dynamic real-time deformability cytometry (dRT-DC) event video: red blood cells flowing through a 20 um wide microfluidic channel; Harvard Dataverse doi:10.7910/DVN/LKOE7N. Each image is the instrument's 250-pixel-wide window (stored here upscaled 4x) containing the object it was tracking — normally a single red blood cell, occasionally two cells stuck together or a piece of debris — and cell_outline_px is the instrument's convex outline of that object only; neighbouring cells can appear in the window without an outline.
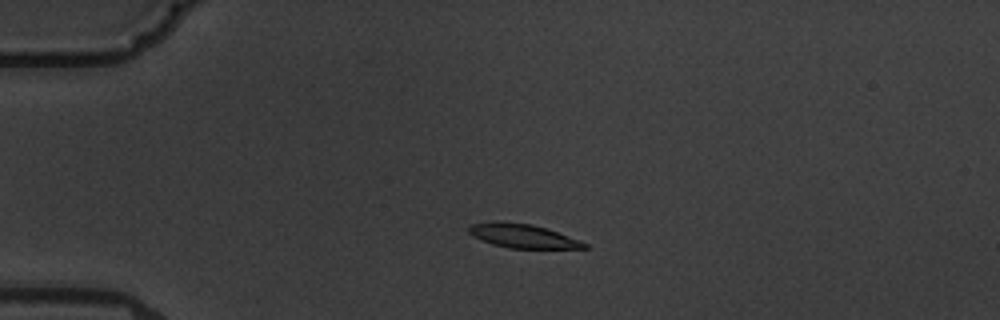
{"species": "common noctule bat (a hibernating species)", "species_latin": "Nyctalus noctula", "temperature_condition": "warm", "stored_images_in_passage": 4, "camera_frame_rate_fps": 3000, "um_per_image_px": 0.085, "animal": {"sex": "male", "body_mass_g": 19.5, "forearm_length_mm": 54.6}, "frame": {"image": 1, "passage_image": 3, "time_ms": 2.333, "image_size_px": [1000, 320], "cell_outline_px": [[588, 248], [508, 248], [492, 244], [480, 240], [472, 236], [468, 232], [468, 228], [472, 224], [496, 220], [500, 220], [532, 224], [580, 240], [588, 244]], "centroid_in_image_um": [44.37, 20.04], "position_along_channel_um": 40.6, "area_um2": 16.13}}